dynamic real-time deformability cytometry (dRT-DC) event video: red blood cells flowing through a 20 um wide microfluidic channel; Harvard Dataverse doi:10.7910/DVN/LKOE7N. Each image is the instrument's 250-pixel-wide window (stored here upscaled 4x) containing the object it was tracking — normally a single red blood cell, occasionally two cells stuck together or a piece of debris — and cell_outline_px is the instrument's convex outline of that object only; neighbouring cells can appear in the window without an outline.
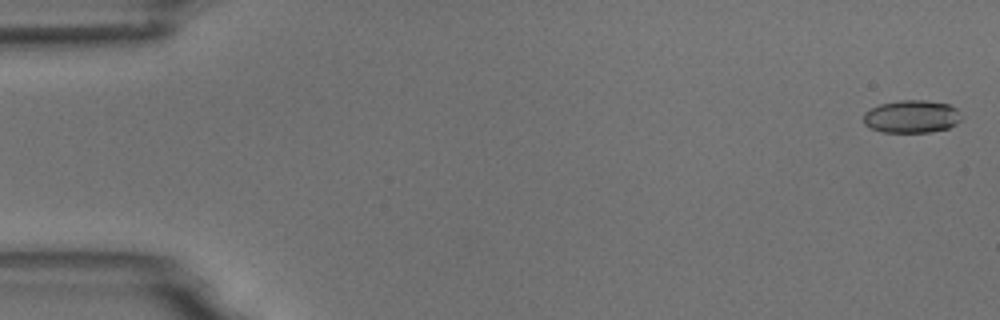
{"species": "common noctule bat (a hibernating species)", "species_latin": "Nyctalus noctula", "temperature_condition": "room temperature", "stored_images_in_passage": 7, "camera_frame_rate_fps": 3000, "um_per_image_px": 0.085, "animal": {"sex": "male", "body_mass_g": 18.8}, "frame": {"image": 1, "passage_image": 1, "time_ms": 0.0, "image_size_px": [1000, 320], "cell_outline_px": [[964, 116], [956, 124], [948, 128], [928, 132], [884, 132], [872, 128], [864, 124], [864, 112], [880, 104], [900, 100], [924, 100], [948, 104], [956, 108]], "centroid_in_image_um": [77.52, 9.9], "position_along_channel_um": 7.5, "area_um2": 18.67}}
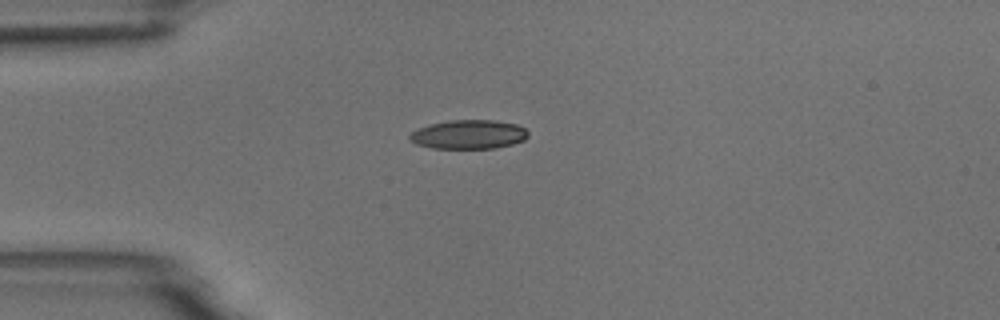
{"frame": {"image": 2, "passage_image": 4, "time_ms": 4.333, "image_size_px": [1000, 320], "cell_outline_px": [[528, 136], [524, 140], [512, 144], [496, 148], [432, 148], [416, 144], [408, 140], [408, 136], [412, 132], [428, 124], [448, 120], [492, 120], [516, 124], [524, 128], [528, 132]], "centroid_in_image_um": [39.81, 11.43], "position_along_channel_um": 45.2, "area_um2": 20.06}}